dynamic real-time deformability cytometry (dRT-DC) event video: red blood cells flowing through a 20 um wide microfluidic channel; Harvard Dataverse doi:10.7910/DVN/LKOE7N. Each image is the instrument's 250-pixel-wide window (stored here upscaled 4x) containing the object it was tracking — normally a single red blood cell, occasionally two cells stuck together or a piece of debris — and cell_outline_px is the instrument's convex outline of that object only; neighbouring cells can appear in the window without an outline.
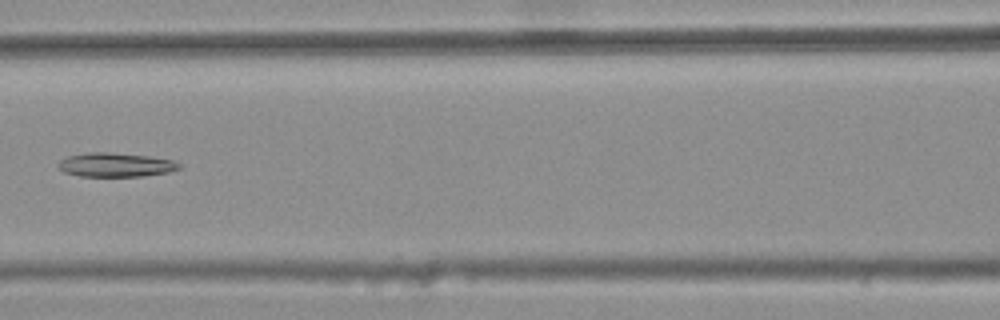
{"species": "common noctule bat (a hibernating species)", "species_latin": "Nyctalus noctula", "temperature_condition": "warm", "stored_images_in_passage": 3, "camera_frame_rate_fps": 3000, "um_per_image_px": 0.085, "animal": {"sex": "female", "body_mass_g": 25.1}, "frame": {"image": 1, "passage_image": 3, "time_ms": 0.667, "image_size_px": [1000, 320], "cell_outline_px": [[180, 168], [168, 172], [140, 176], [80, 176], [64, 172], [56, 164], [60, 160], [68, 156], [92, 152], [108, 152], [148, 156], [172, 160], [180, 164]], "centroid_in_image_um": [9.8, 14.01], "position_along_channel_um": 156.8, "area_um2": 16.7}}